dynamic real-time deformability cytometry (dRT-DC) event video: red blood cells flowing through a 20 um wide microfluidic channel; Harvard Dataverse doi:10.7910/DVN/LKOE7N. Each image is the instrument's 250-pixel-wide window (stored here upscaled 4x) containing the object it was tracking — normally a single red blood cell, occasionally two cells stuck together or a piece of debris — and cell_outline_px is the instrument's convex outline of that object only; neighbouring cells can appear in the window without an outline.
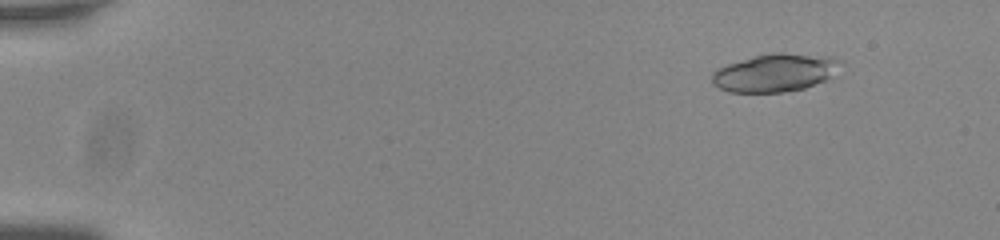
{"species": "common noctule bat (a hibernating species)", "species_latin": "Nyctalus noctula", "temperature_condition": "room temperature", "stored_images_in_passage": 56, "camera_frame_rate_fps": 3000, "um_per_image_px": 0.085, "animal": {"sex": "male", "body_mass_g": 20.0, "forearm_length_mm": 53.3}, "frame": {"image": 1, "passage_image": 7, "time_ms": 2.0, "image_size_px": [1000, 240], "cell_outline_px": [[836, 60], [828, 76], [824, 80], [804, 88], [780, 92], [728, 92], [712, 84], [712, 72], [728, 64], [756, 56], [776, 52], [832, 56]], "centroid_in_image_um": [65.75, 6.19], "position_along_channel_um": 19.3, "area_um2": 27.34}}